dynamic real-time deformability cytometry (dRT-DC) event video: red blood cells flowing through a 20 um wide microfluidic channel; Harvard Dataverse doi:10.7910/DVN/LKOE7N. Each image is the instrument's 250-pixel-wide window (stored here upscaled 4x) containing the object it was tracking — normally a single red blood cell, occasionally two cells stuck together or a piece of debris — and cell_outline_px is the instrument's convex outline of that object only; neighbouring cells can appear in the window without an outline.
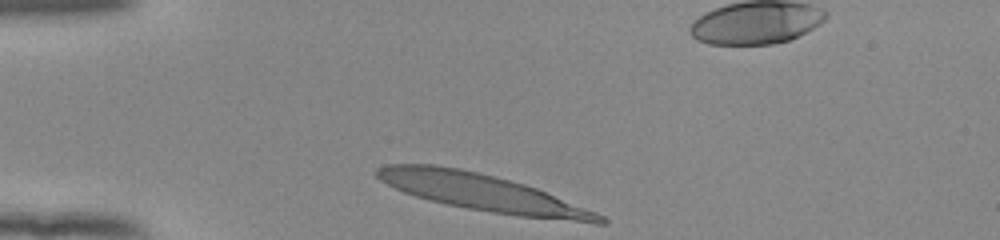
{"species": "human", "species_latin": "Homo sapiens", "temperature_condition": "room temperature", "stored_images_in_passage": 31, "camera_frame_rate_fps": 3000, "um_per_image_px": 0.085, "donor": {"sex": "female"}, "frame": {"image": 1, "passage_image": 1, "time_ms": 0.0, "image_size_px": [1000, 240], "cell_outline_px": [[608, 224], [596, 224], [520, 216], [492, 212], [468, 208], [428, 200], [404, 192], [380, 180], [376, 176], [376, 168], [388, 164], [432, 164], [460, 168], [524, 184], [536, 188], [596, 212], [604, 216], [608, 220]], "centroid_in_image_um": [41.03, 16.38], "position_along_channel_um": 44.0, "area_um2": 47.28}}
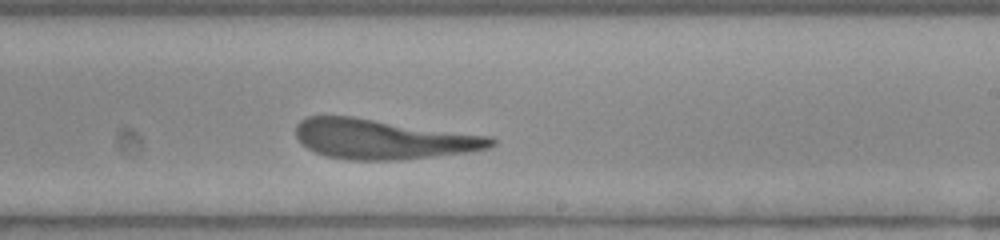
{"frame": {"image": 2, "passage_image": 20, "time_ms": 6.333, "image_size_px": [1000, 240], "cell_outline_px": [[496, 144], [488, 148], [472, 152], [404, 160], [348, 160], [328, 156], [316, 152], [308, 148], [296, 136], [296, 124], [300, 120], [308, 116], [352, 116], [492, 136], [496, 140]], "centroid_in_image_um": [32.62, 11.83], "position_along_channel_um": 256.4, "area_um2": 45.66}}
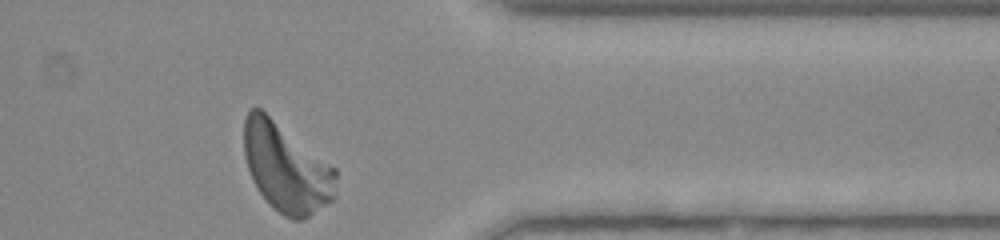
{"frame": {"image": 3, "passage_image": 31, "time_ms": 10.0, "image_size_px": [1000, 240], "cell_outline_px": [[336, 196], [332, 200], [308, 216], [300, 220], [292, 220], [284, 216], [272, 208], [268, 204], [252, 180], [244, 156], [244, 120], [248, 108], [260, 108], [336, 168]], "centroid_in_image_um": [24.32, 14.26], "position_along_channel_um": 387.1, "area_um2": 47.51}, "authors_computed_cell_mechanics": {"area_um2": 46.1244, "velocity_mm_per_s": 3.8661, "shape_relaxation_time_tau1_ms": 6.0362, "shape_relaxation_time_tau2_ms": 1.2237, "deformation_change_tau1": 0.2765, "deformation_change_tau2": 0.1188}}